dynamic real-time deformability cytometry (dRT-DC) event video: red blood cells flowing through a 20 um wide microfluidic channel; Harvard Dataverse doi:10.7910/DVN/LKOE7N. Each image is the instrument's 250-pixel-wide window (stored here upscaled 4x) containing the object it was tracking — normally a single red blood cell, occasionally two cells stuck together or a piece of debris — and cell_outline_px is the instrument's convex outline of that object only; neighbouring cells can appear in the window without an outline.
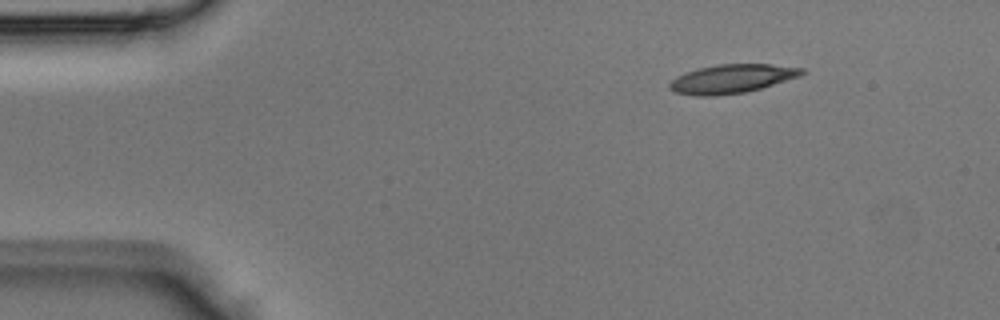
{"species": "Egyptian fruit bat (a non-hibernating species)", "species_latin": "Rousettus aegyptiacus", "temperature_condition": "room temperature", "stored_images_in_passage": 3, "camera_frame_rate_fps": 3000, "um_per_image_px": 0.085, "animal": {"sex": "male"}, "frame": {"image": 1, "passage_image": 1, "time_ms": 0.0, "image_size_px": [1000, 320], "cell_outline_px": [[808, 72], [800, 76], [760, 88], [744, 92], [712, 96], [696, 96], [676, 92], [668, 88], [668, 84], [676, 76], [684, 72], [696, 68], [716, 64], [772, 64], [804, 68]], "centroid_in_image_um": [62.19, 6.68], "position_along_channel_um": 22.8, "area_um2": 22.31}}
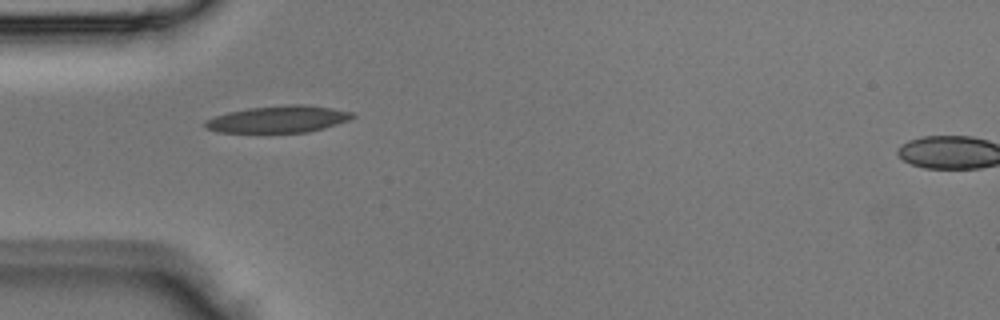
{"frame": {"image": 2, "passage_image": 3, "time_ms": 0.667, "image_size_px": [1000, 320], "cell_outline_px": [[356, 116], [348, 120], [324, 128], [308, 132], [256, 136], [216, 132], [204, 128], [204, 120], [228, 112], [248, 108], [288, 104], [304, 104], [352, 112]], "centroid_in_image_um": [23.53, 10.2], "position_along_channel_um": 61.5, "area_um2": 24.28}}